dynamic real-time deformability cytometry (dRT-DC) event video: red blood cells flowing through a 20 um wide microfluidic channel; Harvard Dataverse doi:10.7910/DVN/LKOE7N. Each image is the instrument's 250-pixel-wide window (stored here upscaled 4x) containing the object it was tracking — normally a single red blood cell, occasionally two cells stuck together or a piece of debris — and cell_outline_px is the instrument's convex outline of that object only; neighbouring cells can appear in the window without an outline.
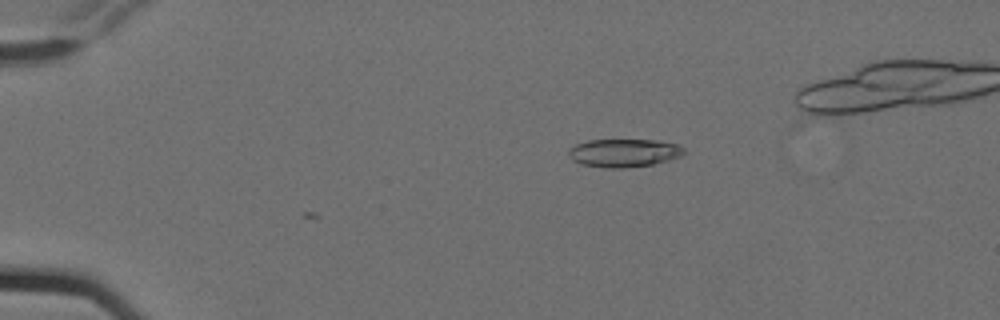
{"species": "Egyptian fruit bat (a non-hibernating species)", "species_latin": "Rousettus aegyptiacus", "temperature_condition": "cold", "stored_images_in_passage": 4, "camera_frame_rate_fps": 3000, "um_per_image_px": 0.085, "animal": {"sex": "female"}, "frame": {"image": 1, "passage_image": 2, "time_ms": 0.333, "image_size_px": [1000, 320], "cell_outline_px": [[684, 152], [680, 156], [668, 160], [652, 164], [624, 168], [604, 168], [580, 164], [572, 160], [568, 156], [568, 148], [576, 144], [588, 140], [656, 140], [676, 144], [684, 148]], "centroid_in_image_um": [52.97, 13.0], "position_along_channel_um": 32.0, "area_um2": 18.96}}